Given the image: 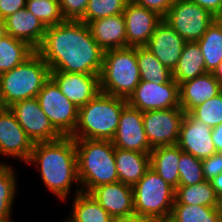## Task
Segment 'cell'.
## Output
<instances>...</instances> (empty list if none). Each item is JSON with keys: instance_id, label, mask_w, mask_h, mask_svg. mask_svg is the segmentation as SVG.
<instances>
[{"instance_id": "obj_23", "label": "cell", "mask_w": 222, "mask_h": 222, "mask_svg": "<svg viewBox=\"0 0 222 222\" xmlns=\"http://www.w3.org/2000/svg\"><path fill=\"white\" fill-rule=\"evenodd\" d=\"M115 163L119 181L133 187L150 168V153L115 147Z\"/></svg>"}, {"instance_id": "obj_49", "label": "cell", "mask_w": 222, "mask_h": 222, "mask_svg": "<svg viewBox=\"0 0 222 222\" xmlns=\"http://www.w3.org/2000/svg\"><path fill=\"white\" fill-rule=\"evenodd\" d=\"M157 222H172L170 219L158 220Z\"/></svg>"}, {"instance_id": "obj_18", "label": "cell", "mask_w": 222, "mask_h": 222, "mask_svg": "<svg viewBox=\"0 0 222 222\" xmlns=\"http://www.w3.org/2000/svg\"><path fill=\"white\" fill-rule=\"evenodd\" d=\"M186 41L162 19L144 46L171 71L176 67Z\"/></svg>"}, {"instance_id": "obj_20", "label": "cell", "mask_w": 222, "mask_h": 222, "mask_svg": "<svg viewBox=\"0 0 222 222\" xmlns=\"http://www.w3.org/2000/svg\"><path fill=\"white\" fill-rule=\"evenodd\" d=\"M221 92L222 85L215 79L212 72H207L179 84L180 108L185 113H189L193 108Z\"/></svg>"}, {"instance_id": "obj_2", "label": "cell", "mask_w": 222, "mask_h": 222, "mask_svg": "<svg viewBox=\"0 0 222 222\" xmlns=\"http://www.w3.org/2000/svg\"><path fill=\"white\" fill-rule=\"evenodd\" d=\"M31 163H36L42 182L57 198L68 199L73 183L81 190L75 139L71 136L35 143L27 164Z\"/></svg>"}, {"instance_id": "obj_30", "label": "cell", "mask_w": 222, "mask_h": 222, "mask_svg": "<svg viewBox=\"0 0 222 222\" xmlns=\"http://www.w3.org/2000/svg\"><path fill=\"white\" fill-rule=\"evenodd\" d=\"M172 222H222L220 207H207L190 204H173Z\"/></svg>"}, {"instance_id": "obj_33", "label": "cell", "mask_w": 222, "mask_h": 222, "mask_svg": "<svg viewBox=\"0 0 222 222\" xmlns=\"http://www.w3.org/2000/svg\"><path fill=\"white\" fill-rule=\"evenodd\" d=\"M26 8L46 27L65 21L59 0H26Z\"/></svg>"}, {"instance_id": "obj_11", "label": "cell", "mask_w": 222, "mask_h": 222, "mask_svg": "<svg viewBox=\"0 0 222 222\" xmlns=\"http://www.w3.org/2000/svg\"><path fill=\"white\" fill-rule=\"evenodd\" d=\"M126 100L128 105L142 112L177 108L180 107L179 84L174 79L158 85L140 81Z\"/></svg>"}, {"instance_id": "obj_15", "label": "cell", "mask_w": 222, "mask_h": 222, "mask_svg": "<svg viewBox=\"0 0 222 222\" xmlns=\"http://www.w3.org/2000/svg\"><path fill=\"white\" fill-rule=\"evenodd\" d=\"M212 128L185 113L179 131L177 146L186 153L203 160L216 153L211 138Z\"/></svg>"}, {"instance_id": "obj_48", "label": "cell", "mask_w": 222, "mask_h": 222, "mask_svg": "<svg viewBox=\"0 0 222 222\" xmlns=\"http://www.w3.org/2000/svg\"><path fill=\"white\" fill-rule=\"evenodd\" d=\"M11 218L12 216H2L0 217V222H14Z\"/></svg>"}, {"instance_id": "obj_34", "label": "cell", "mask_w": 222, "mask_h": 222, "mask_svg": "<svg viewBox=\"0 0 222 222\" xmlns=\"http://www.w3.org/2000/svg\"><path fill=\"white\" fill-rule=\"evenodd\" d=\"M128 2L129 0H89L84 17L80 21L89 24L93 20L121 14Z\"/></svg>"}, {"instance_id": "obj_35", "label": "cell", "mask_w": 222, "mask_h": 222, "mask_svg": "<svg viewBox=\"0 0 222 222\" xmlns=\"http://www.w3.org/2000/svg\"><path fill=\"white\" fill-rule=\"evenodd\" d=\"M179 184L178 186H189L201 183L205 180L201 160L180 149V160L178 162Z\"/></svg>"}, {"instance_id": "obj_43", "label": "cell", "mask_w": 222, "mask_h": 222, "mask_svg": "<svg viewBox=\"0 0 222 222\" xmlns=\"http://www.w3.org/2000/svg\"><path fill=\"white\" fill-rule=\"evenodd\" d=\"M211 138L213 140L216 152L222 155V123L212 128Z\"/></svg>"}, {"instance_id": "obj_3", "label": "cell", "mask_w": 222, "mask_h": 222, "mask_svg": "<svg viewBox=\"0 0 222 222\" xmlns=\"http://www.w3.org/2000/svg\"><path fill=\"white\" fill-rule=\"evenodd\" d=\"M78 179L81 191L119 182L115 163V147L110 140L75 139Z\"/></svg>"}, {"instance_id": "obj_37", "label": "cell", "mask_w": 222, "mask_h": 222, "mask_svg": "<svg viewBox=\"0 0 222 222\" xmlns=\"http://www.w3.org/2000/svg\"><path fill=\"white\" fill-rule=\"evenodd\" d=\"M89 0H59L64 20L80 21L85 14Z\"/></svg>"}, {"instance_id": "obj_9", "label": "cell", "mask_w": 222, "mask_h": 222, "mask_svg": "<svg viewBox=\"0 0 222 222\" xmlns=\"http://www.w3.org/2000/svg\"><path fill=\"white\" fill-rule=\"evenodd\" d=\"M42 111L62 136H71L78 123L79 109L50 78L36 96Z\"/></svg>"}, {"instance_id": "obj_6", "label": "cell", "mask_w": 222, "mask_h": 222, "mask_svg": "<svg viewBox=\"0 0 222 222\" xmlns=\"http://www.w3.org/2000/svg\"><path fill=\"white\" fill-rule=\"evenodd\" d=\"M140 81L136 47L104 51L100 73L102 93L127 99Z\"/></svg>"}, {"instance_id": "obj_27", "label": "cell", "mask_w": 222, "mask_h": 222, "mask_svg": "<svg viewBox=\"0 0 222 222\" xmlns=\"http://www.w3.org/2000/svg\"><path fill=\"white\" fill-rule=\"evenodd\" d=\"M174 204L220 207L221 199L215 193L210 180H204L203 182L194 185L178 186L175 189Z\"/></svg>"}, {"instance_id": "obj_28", "label": "cell", "mask_w": 222, "mask_h": 222, "mask_svg": "<svg viewBox=\"0 0 222 222\" xmlns=\"http://www.w3.org/2000/svg\"><path fill=\"white\" fill-rule=\"evenodd\" d=\"M35 52L25 41L6 34L0 38V74L22 64Z\"/></svg>"}, {"instance_id": "obj_21", "label": "cell", "mask_w": 222, "mask_h": 222, "mask_svg": "<svg viewBox=\"0 0 222 222\" xmlns=\"http://www.w3.org/2000/svg\"><path fill=\"white\" fill-rule=\"evenodd\" d=\"M4 21L7 35L25 41L35 50L42 44L47 27L26 7L11 14Z\"/></svg>"}, {"instance_id": "obj_46", "label": "cell", "mask_w": 222, "mask_h": 222, "mask_svg": "<svg viewBox=\"0 0 222 222\" xmlns=\"http://www.w3.org/2000/svg\"><path fill=\"white\" fill-rule=\"evenodd\" d=\"M214 23L217 25L222 33V12L214 15Z\"/></svg>"}, {"instance_id": "obj_19", "label": "cell", "mask_w": 222, "mask_h": 222, "mask_svg": "<svg viewBox=\"0 0 222 222\" xmlns=\"http://www.w3.org/2000/svg\"><path fill=\"white\" fill-rule=\"evenodd\" d=\"M93 198L112 216H126L135 213L133 189L122 182L110 183L94 188Z\"/></svg>"}, {"instance_id": "obj_31", "label": "cell", "mask_w": 222, "mask_h": 222, "mask_svg": "<svg viewBox=\"0 0 222 222\" xmlns=\"http://www.w3.org/2000/svg\"><path fill=\"white\" fill-rule=\"evenodd\" d=\"M205 61L207 72H213L222 62V33L215 23H212L202 37L197 41Z\"/></svg>"}, {"instance_id": "obj_7", "label": "cell", "mask_w": 222, "mask_h": 222, "mask_svg": "<svg viewBox=\"0 0 222 222\" xmlns=\"http://www.w3.org/2000/svg\"><path fill=\"white\" fill-rule=\"evenodd\" d=\"M135 213L156 221L169 219L175 202V189L153 168L132 187Z\"/></svg>"}, {"instance_id": "obj_29", "label": "cell", "mask_w": 222, "mask_h": 222, "mask_svg": "<svg viewBox=\"0 0 222 222\" xmlns=\"http://www.w3.org/2000/svg\"><path fill=\"white\" fill-rule=\"evenodd\" d=\"M141 81L162 84L173 79L172 71L164 66L148 49L136 47Z\"/></svg>"}, {"instance_id": "obj_16", "label": "cell", "mask_w": 222, "mask_h": 222, "mask_svg": "<svg viewBox=\"0 0 222 222\" xmlns=\"http://www.w3.org/2000/svg\"><path fill=\"white\" fill-rule=\"evenodd\" d=\"M50 78L78 109L101 92L100 75L51 71Z\"/></svg>"}, {"instance_id": "obj_50", "label": "cell", "mask_w": 222, "mask_h": 222, "mask_svg": "<svg viewBox=\"0 0 222 222\" xmlns=\"http://www.w3.org/2000/svg\"><path fill=\"white\" fill-rule=\"evenodd\" d=\"M4 107L2 106L1 100H0V111L3 109Z\"/></svg>"}, {"instance_id": "obj_25", "label": "cell", "mask_w": 222, "mask_h": 222, "mask_svg": "<svg viewBox=\"0 0 222 222\" xmlns=\"http://www.w3.org/2000/svg\"><path fill=\"white\" fill-rule=\"evenodd\" d=\"M73 209L65 222H111L112 216L93 198L79 188L74 192Z\"/></svg>"}, {"instance_id": "obj_14", "label": "cell", "mask_w": 222, "mask_h": 222, "mask_svg": "<svg viewBox=\"0 0 222 222\" xmlns=\"http://www.w3.org/2000/svg\"><path fill=\"white\" fill-rule=\"evenodd\" d=\"M34 147L33 141L18 123L10 108L0 111V155L17 158L27 164Z\"/></svg>"}, {"instance_id": "obj_44", "label": "cell", "mask_w": 222, "mask_h": 222, "mask_svg": "<svg viewBox=\"0 0 222 222\" xmlns=\"http://www.w3.org/2000/svg\"><path fill=\"white\" fill-rule=\"evenodd\" d=\"M215 193L222 199V173L218 174L216 177L210 180Z\"/></svg>"}, {"instance_id": "obj_1", "label": "cell", "mask_w": 222, "mask_h": 222, "mask_svg": "<svg viewBox=\"0 0 222 222\" xmlns=\"http://www.w3.org/2000/svg\"><path fill=\"white\" fill-rule=\"evenodd\" d=\"M36 52L50 71L100 75L103 66L104 50L83 21L48 26Z\"/></svg>"}, {"instance_id": "obj_4", "label": "cell", "mask_w": 222, "mask_h": 222, "mask_svg": "<svg viewBox=\"0 0 222 222\" xmlns=\"http://www.w3.org/2000/svg\"><path fill=\"white\" fill-rule=\"evenodd\" d=\"M127 100L100 92L79 108L78 123L71 135L74 139L112 140Z\"/></svg>"}, {"instance_id": "obj_45", "label": "cell", "mask_w": 222, "mask_h": 222, "mask_svg": "<svg viewBox=\"0 0 222 222\" xmlns=\"http://www.w3.org/2000/svg\"><path fill=\"white\" fill-rule=\"evenodd\" d=\"M212 74L215 76V79L222 85V62L217 66Z\"/></svg>"}, {"instance_id": "obj_41", "label": "cell", "mask_w": 222, "mask_h": 222, "mask_svg": "<svg viewBox=\"0 0 222 222\" xmlns=\"http://www.w3.org/2000/svg\"><path fill=\"white\" fill-rule=\"evenodd\" d=\"M208 10L213 15L222 12V0H189Z\"/></svg>"}, {"instance_id": "obj_40", "label": "cell", "mask_w": 222, "mask_h": 222, "mask_svg": "<svg viewBox=\"0 0 222 222\" xmlns=\"http://www.w3.org/2000/svg\"><path fill=\"white\" fill-rule=\"evenodd\" d=\"M26 7V0H0V19H5Z\"/></svg>"}, {"instance_id": "obj_24", "label": "cell", "mask_w": 222, "mask_h": 222, "mask_svg": "<svg viewBox=\"0 0 222 222\" xmlns=\"http://www.w3.org/2000/svg\"><path fill=\"white\" fill-rule=\"evenodd\" d=\"M179 160L180 148L177 145L156 147L150 152V167L174 189L179 184Z\"/></svg>"}, {"instance_id": "obj_38", "label": "cell", "mask_w": 222, "mask_h": 222, "mask_svg": "<svg viewBox=\"0 0 222 222\" xmlns=\"http://www.w3.org/2000/svg\"><path fill=\"white\" fill-rule=\"evenodd\" d=\"M205 180H211L222 173V155L218 152L201 160Z\"/></svg>"}, {"instance_id": "obj_26", "label": "cell", "mask_w": 222, "mask_h": 222, "mask_svg": "<svg viewBox=\"0 0 222 222\" xmlns=\"http://www.w3.org/2000/svg\"><path fill=\"white\" fill-rule=\"evenodd\" d=\"M205 73V61L198 43L186 42L181 57L172 71L173 79L180 84Z\"/></svg>"}, {"instance_id": "obj_17", "label": "cell", "mask_w": 222, "mask_h": 222, "mask_svg": "<svg viewBox=\"0 0 222 222\" xmlns=\"http://www.w3.org/2000/svg\"><path fill=\"white\" fill-rule=\"evenodd\" d=\"M123 16L126 23L127 47H143L163 19L157 12L128 2Z\"/></svg>"}, {"instance_id": "obj_42", "label": "cell", "mask_w": 222, "mask_h": 222, "mask_svg": "<svg viewBox=\"0 0 222 222\" xmlns=\"http://www.w3.org/2000/svg\"><path fill=\"white\" fill-rule=\"evenodd\" d=\"M111 222H157V221L152 218L139 215L137 213H133L126 216L112 217Z\"/></svg>"}, {"instance_id": "obj_39", "label": "cell", "mask_w": 222, "mask_h": 222, "mask_svg": "<svg viewBox=\"0 0 222 222\" xmlns=\"http://www.w3.org/2000/svg\"><path fill=\"white\" fill-rule=\"evenodd\" d=\"M130 2L143 6L149 10L157 12L160 16L164 17L170 7L173 5L174 0H129Z\"/></svg>"}, {"instance_id": "obj_12", "label": "cell", "mask_w": 222, "mask_h": 222, "mask_svg": "<svg viewBox=\"0 0 222 222\" xmlns=\"http://www.w3.org/2000/svg\"><path fill=\"white\" fill-rule=\"evenodd\" d=\"M9 108L34 144L62 137L42 111L36 97L16 102Z\"/></svg>"}, {"instance_id": "obj_36", "label": "cell", "mask_w": 222, "mask_h": 222, "mask_svg": "<svg viewBox=\"0 0 222 222\" xmlns=\"http://www.w3.org/2000/svg\"><path fill=\"white\" fill-rule=\"evenodd\" d=\"M195 119H198L211 128L222 123V92L189 112Z\"/></svg>"}, {"instance_id": "obj_8", "label": "cell", "mask_w": 222, "mask_h": 222, "mask_svg": "<svg viewBox=\"0 0 222 222\" xmlns=\"http://www.w3.org/2000/svg\"><path fill=\"white\" fill-rule=\"evenodd\" d=\"M163 19L186 42H197L214 23L212 13L189 0H174Z\"/></svg>"}, {"instance_id": "obj_22", "label": "cell", "mask_w": 222, "mask_h": 222, "mask_svg": "<svg viewBox=\"0 0 222 222\" xmlns=\"http://www.w3.org/2000/svg\"><path fill=\"white\" fill-rule=\"evenodd\" d=\"M88 25L93 38L104 51L127 48L126 23L123 13L93 20Z\"/></svg>"}, {"instance_id": "obj_10", "label": "cell", "mask_w": 222, "mask_h": 222, "mask_svg": "<svg viewBox=\"0 0 222 222\" xmlns=\"http://www.w3.org/2000/svg\"><path fill=\"white\" fill-rule=\"evenodd\" d=\"M184 115L180 107L143 112L144 131L152 149L177 145Z\"/></svg>"}, {"instance_id": "obj_32", "label": "cell", "mask_w": 222, "mask_h": 222, "mask_svg": "<svg viewBox=\"0 0 222 222\" xmlns=\"http://www.w3.org/2000/svg\"><path fill=\"white\" fill-rule=\"evenodd\" d=\"M17 187L14 168L8 163H0V217L12 216Z\"/></svg>"}, {"instance_id": "obj_47", "label": "cell", "mask_w": 222, "mask_h": 222, "mask_svg": "<svg viewBox=\"0 0 222 222\" xmlns=\"http://www.w3.org/2000/svg\"><path fill=\"white\" fill-rule=\"evenodd\" d=\"M6 34L5 21L0 19V38H3Z\"/></svg>"}, {"instance_id": "obj_13", "label": "cell", "mask_w": 222, "mask_h": 222, "mask_svg": "<svg viewBox=\"0 0 222 222\" xmlns=\"http://www.w3.org/2000/svg\"><path fill=\"white\" fill-rule=\"evenodd\" d=\"M114 147L122 150L150 153L152 148L143 125V112L126 105L120 115L117 131L111 140Z\"/></svg>"}, {"instance_id": "obj_5", "label": "cell", "mask_w": 222, "mask_h": 222, "mask_svg": "<svg viewBox=\"0 0 222 222\" xmlns=\"http://www.w3.org/2000/svg\"><path fill=\"white\" fill-rule=\"evenodd\" d=\"M50 68L35 52L22 64L0 74V100L4 108L35 98L50 79Z\"/></svg>"}]
</instances>
